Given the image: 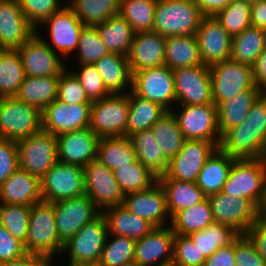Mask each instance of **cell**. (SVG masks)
<instances>
[{
    "label": "cell",
    "instance_id": "40",
    "mask_svg": "<svg viewBox=\"0 0 266 266\" xmlns=\"http://www.w3.org/2000/svg\"><path fill=\"white\" fill-rule=\"evenodd\" d=\"M214 223L212 210L208 198L204 201L175 213L171 217L169 226L175 234L190 235L203 230Z\"/></svg>",
    "mask_w": 266,
    "mask_h": 266
},
{
    "label": "cell",
    "instance_id": "36",
    "mask_svg": "<svg viewBox=\"0 0 266 266\" xmlns=\"http://www.w3.org/2000/svg\"><path fill=\"white\" fill-rule=\"evenodd\" d=\"M59 77L60 76H26L16 97L42 111L51 102L57 99Z\"/></svg>",
    "mask_w": 266,
    "mask_h": 266
},
{
    "label": "cell",
    "instance_id": "53",
    "mask_svg": "<svg viewBox=\"0 0 266 266\" xmlns=\"http://www.w3.org/2000/svg\"><path fill=\"white\" fill-rule=\"evenodd\" d=\"M28 22L36 29L63 6L59 0H18Z\"/></svg>",
    "mask_w": 266,
    "mask_h": 266
},
{
    "label": "cell",
    "instance_id": "3",
    "mask_svg": "<svg viewBox=\"0 0 266 266\" xmlns=\"http://www.w3.org/2000/svg\"><path fill=\"white\" fill-rule=\"evenodd\" d=\"M221 192L247 198L260 209L266 194V158L235 159Z\"/></svg>",
    "mask_w": 266,
    "mask_h": 266
},
{
    "label": "cell",
    "instance_id": "12",
    "mask_svg": "<svg viewBox=\"0 0 266 266\" xmlns=\"http://www.w3.org/2000/svg\"><path fill=\"white\" fill-rule=\"evenodd\" d=\"M179 113L172 109L185 140H207L219 147L221 136L218 129L215 103L182 105Z\"/></svg>",
    "mask_w": 266,
    "mask_h": 266
},
{
    "label": "cell",
    "instance_id": "20",
    "mask_svg": "<svg viewBox=\"0 0 266 266\" xmlns=\"http://www.w3.org/2000/svg\"><path fill=\"white\" fill-rule=\"evenodd\" d=\"M43 24L48 27L51 42H47L37 30L36 33L55 53L59 51V54H63L62 57L70 56L77 49L79 37L85 25L68 5H64L40 26Z\"/></svg>",
    "mask_w": 266,
    "mask_h": 266
},
{
    "label": "cell",
    "instance_id": "56",
    "mask_svg": "<svg viewBox=\"0 0 266 266\" xmlns=\"http://www.w3.org/2000/svg\"><path fill=\"white\" fill-rule=\"evenodd\" d=\"M235 263L236 266H266L255 246L245 235H239L235 239Z\"/></svg>",
    "mask_w": 266,
    "mask_h": 266
},
{
    "label": "cell",
    "instance_id": "17",
    "mask_svg": "<svg viewBox=\"0 0 266 266\" xmlns=\"http://www.w3.org/2000/svg\"><path fill=\"white\" fill-rule=\"evenodd\" d=\"M173 73L178 106L213 103L209 67L196 65L174 69Z\"/></svg>",
    "mask_w": 266,
    "mask_h": 266
},
{
    "label": "cell",
    "instance_id": "42",
    "mask_svg": "<svg viewBox=\"0 0 266 266\" xmlns=\"http://www.w3.org/2000/svg\"><path fill=\"white\" fill-rule=\"evenodd\" d=\"M18 50H0V98L16 96L25 80Z\"/></svg>",
    "mask_w": 266,
    "mask_h": 266
},
{
    "label": "cell",
    "instance_id": "50",
    "mask_svg": "<svg viewBox=\"0 0 266 266\" xmlns=\"http://www.w3.org/2000/svg\"><path fill=\"white\" fill-rule=\"evenodd\" d=\"M76 50L80 64H94L109 53L99 37L97 28L93 26L83 27Z\"/></svg>",
    "mask_w": 266,
    "mask_h": 266
},
{
    "label": "cell",
    "instance_id": "11",
    "mask_svg": "<svg viewBox=\"0 0 266 266\" xmlns=\"http://www.w3.org/2000/svg\"><path fill=\"white\" fill-rule=\"evenodd\" d=\"M209 70L215 105L255 86L253 67L231 58L211 66Z\"/></svg>",
    "mask_w": 266,
    "mask_h": 266
},
{
    "label": "cell",
    "instance_id": "55",
    "mask_svg": "<svg viewBox=\"0 0 266 266\" xmlns=\"http://www.w3.org/2000/svg\"><path fill=\"white\" fill-rule=\"evenodd\" d=\"M19 168L17 142L0 138V185Z\"/></svg>",
    "mask_w": 266,
    "mask_h": 266
},
{
    "label": "cell",
    "instance_id": "67",
    "mask_svg": "<svg viewBox=\"0 0 266 266\" xmlns=\"http://www.w3.org/2000/svg\"><path fill=\"white\" fill-rule=\"evenodd\" d=\"M79 266H102L100 263H90V264H82Z\"/></svg>",
    "mask_w": 266,
    "mask_h": 266
},
{
    "label": "cell",
    "instance_id": "64",
    "mask_svg": "<svg viewBox=\"0 0 266 266\" xmlns=\"http://www.w3.org/2000/svg\"><path fill=\"white\" fill-rule=\"evenodd\" d=\"M260 217H262L263 219H266V194H265L263 205L260 208Z\"/></svg>",
    "mask_w": 266,
    "mask_h": 266
},
{
    "label": "cell",
    "instance_id": "41",
    "mask_svg": "<svg viewBox=\"0 0 266 266\" xmlns=\"http://www.w3.org/2000/svg\"><path fill=\"white\" fill-rule=\"evenodd\" d=\"M66 4L85 26L96 27L120 13V0H68Z\"/></svg>",
    "mask_w": 266,
    "mask_h": 266
},
{
    "label": "cell",
    "instance_id": "16",
    "mask_svg": "<svg viewBox=\"0 0 266 266\" xmlns=\"http://www.w3.org/2000/svg\"><path fill=\"white\" fill-rule=\"evenodd\" d=\"M217 148L207 140H185L178 154L169 161L165 174L158 179L196 182L206 160Z\"/></svg>",
    "mask_w": 266,
    "mask_h": 266
},
{
    "label": "cell",
    "instance_id": "37",
    "mask_svg": "<svg viewBox=\"0 0 266 266\" xmlns=\"http://www.w3.org/2000/svg\"><path fill=\"white\" fill-rule=\"evenodd\" d=\"M97 160L114 171L137 161V156L127 136L101 137L97 147Z\"/></svg>",
    "mask_w": 266,
    "mask_h": 266
},
{
    "label": "cell",
    "instance_id": "44",
    "mask_svg": "<svg viewBox=\"0 0 266 266\" xmlns=\"http://www.w3.org/2000/svg\"><path fill=\"white\" fill-rule=\"evenodd\" d=\"M239 235L232 227L214 222L203 230L188 236L207 258L217 249L233 242Z\"/></svg>",
    "mask_w": 266,
    "mask_h": 266
},
{
    "label": "cell",
    "instance_id": "46",
    "mask_svg": "<svg viewBox=\"0 0 266 266\" xmlns=\"http://www.w3.org/2000/svg\"><path fill=\"white\" fill-rule=\"evenodd\" d=\"M113 174L124 195L146 190L158 181V177L138 160L118 167Z\"/></svg>",
    "mask_w": 266,
    "mask_h": 266
},
{
    "label": "cell",
    "instance_id": "61",
    "mask_svg": "<svg viewBox=\"0 0 266 266\" xmlns=\"http://www.w3.org/2000/svg\"><path fill=\"white\" fill-rule=\"evenodd\" d=\"M252 67L255 86L263 93H266V47L258 56Z\"/></svg>",
    "mask_w": 266,
    "mask_h": 266
},
{
    "label": "cell",
    "instance_id": "62",
    "mask_svg": "<svg viewBox=\"0 0 266 266\" xmlns=\"http://www.w3.org/2000/svg\"><path fill=\"white\" fill-rule=\"evenodd\" d=\"M204 16H215L234 0H193Z\"/></svg>",
    "mask_w": 266,
    "mask_h": 266
},
{
    "label": "cell",
    "instance_id": "60",
    "mask_svg": "<svg viewBox=\"0 0 266 266\" xmlns=\"http://www.w3.org/2000/svg\"><path fill=\"white\" fill-rule=\"evenodd\" d=\"M51 260H53V258L27 253L18 259L3 262L0 266H53Z\"/></svg>",
    "mask_w": 266,
    "mask_h": 266
},
{
    "label": "cell",
    "instance_id": "31",
    "mask_svg": "<svg viewBox=\"0 0 266 266\" xmlns=\"http://www.w3.org/2000/svg\"><path fill=\"white\" fill-rule=\"evenodd\" d=\"M234 160L219 148L206 160L196 184L207 197L222 191Z\"/></svg>",
    "mask_w": 266,
    "mask_h": 266
},
{
    "label": "cell",
    "instance_id": "52",
    "mask_svg": "<svg viewBox=\"0 0 266 266\" xmlns=\"http://www.w3.org/2000/svg\"><path fill=\"white\" fill-rule=\"evenodd\" d=\"M57 99L68 105L92 104V101L88 98L80 81L67 68L59 77Z\"/></svg>",
    "mask_w": 266,
    "mask_h": 266
},
{
    "label": "cell",
    "instance_id": "26",
    "mask_svg": "<svg viewBox=\"0 0 266 266\" xmlns=\"http://www.w3.org/2000/svg\"><path fill=\"white\" fill-rule=\"evenodd\" d=\"M166 37L153 31L134 34L128 62L131 74L165 65Z\"/></svg>",
    "mask_w": 266,
    "mask_h": 266
},
{
    "label": "cell",
    "instance_id": "4",
    "mask_svg": "<svg viewBox=\"0 0 266 266\" xmlns=\"http://www.w3.org/2000/svg\"><path fill=\"white\" fill-rule=\"evenodd\" d=\"M24 247L27 253L50 258L62 254L64 243L57 233L54 206L51 202L41 201L31 206Z\"/></svg>",
    "mask_w": 266,
    "mask_h": 266
},
{
    "label": "cell",
    "instance_id": "28",
    "mask_svg": "<svg viewBox=\"0 0 266 266\" xmlns=\"http://www.w3.org/2000/svg\"><path fill=\"white\" fill-rule=\"evenodd\" d=\"M262 93L259 88L253 86L216 105L220 136L246 119L250 108Z\"/></svg>",
    "mask_w": 266,
    "mask_h": 266
},
{
    "label": "cell",
    "instance_id": "15",
    "mask_svg": "<svg viewBox=\"0 0 266 266\" xmlns=\"http://www.w3.org/2000/svg\"><path fill=\"white\" fill-rule=\"evenodd\" d=\"M52 204L54 206L57 233L63 243L67 242L84 225L101 213L86 194L59 200Z\"/></svg>",
    "mask_w": 266,
    "mask_h": 266
},
{
    "label": "cell",
    "instance_id": "30",
    "mask_svg": "<svg viewBox=\"0 0 266 266\" xmlns=\"http://www.w3.org/2000/svg\"><path fill=\"white\" fill-rule=\"evenodd\" d=\"M94 65L101 74L103 83L110 94H124L128 88L132 90V74L128 57L109 52Z\"/></svg>",
    "mask_w": 266,
    "mask_h": 266
},
{
    "label": "cell",
    "instance_id": "34",
    "mask_svg": "<svg viewBox=\"0 0 266 266\" xmlns=\"http://www.w3.org/2000/svg\"><path fill=\"white\" fill-rule=\"evenodd\" d=\"M158 181L166 193L167 209L170 217L207 198L196 182L173 179H158Z\"/></svg>",
    "mask_w": 266,
    "mask_h": 266
},
{
    "label": "cell",
    "instance_id": "39",
    "mask_svg": "<svg viewBox=\"0 0 266 266\" xmlns=\"http://www.w3.org/2000/svg\"><path fill=\"white\" fill-rule=\"evenodd\" d=\"M265 47L266 31L251 26L241 33L232 36L230 58L239 63L253 66Z\"/></svg>",
    "mask_w": 266,
    "mask_h": 266
},
{
    "label": "cell",
    "instance_id": "29",
    "mask_svg": "<svg viewBox=\"0 0 266 266\" xmlns=\"http://www.w3.org/2000/svg\"><path fill=\"white\" fill-rule=\"evenodd\" d=\"M101 213L105 217L110 235L138 240L154 228L151 223L130 212L123 204L106 208Z\"/></svg>",
    "mask_w": 266,
    "mask_h": 266
},
{
    "label": "cell",
    "instance_id": "65",
    "mask_svg": "<svg viewBox=\"0 0 266 266\" xmlns=\"http://www.w3.org/2000/svg\"><path fill=\"white\" fill-rule=\"evenodd\" d=\"M243 1H245L246 3L252 5V4H254V3H258V2H260V1H264V0H243Z\"/></svg>",
    "mask_w": 266,
    "mask_h": 266
},
{
    "label": "cell",
    "instance_id": "22",
    "mask_svg": "<svg viewBox=\"0 0 266 266\" xmlns=\"http://www.w3.org/2000/svg\"><path fill=\"white\" fill-rule=\"evenodd\" d=\"M174 238L170 226L154 227L136 240L134 261L140 266H172Z\"/></svg>",
    "mask_w": 266,
    "mask_h": 266
},
{
    "label": "cell",
    "instance_id": "13",
    "mask_svg": "<svg viewBox=\"0 0 266 266\" xmlns=\"http://www.w3.org/2000/svg\"><path fill=\"white\" fill-rule=\"evenodd\" d=\"M215 223L232 227L240 235L260 218V209L249 199L222 192L207 197Z\"/></svg>",
    "mask_w": 266,
    "mask_h": 266
},
{
    "label": "cell",
    "instance_id": "66",
    "mask_svg": "<svg viewBox=\"0 0 266 266\" xmlns=\"http://www.w3.org/2000/svg\"><path fill=\"white\" fill-rule=\"evenodd\" d=\"M123 266H140V265H139L137 262L132 261V262L127 263V264H125V265H123Z\"/></svg>",
    "mask_w": 266,
    "mask_h": 266
},
{
    "label": "cell",
    "instance_id": "24",
    "mask_svg": "<svg viewBox=\"0 0 266 266\" xmlns=\"http://www.w3.org/2000/svg\"><path fill=\"white\" fill-rule=\"evenodd\" d=\"M35 33L18 0H0V49L17 50Z\"/></svg>",
    "mask_w": 266,
    "mask_h": 266
},
{
    "label": "cell",
    "instance_id": "32",
    "mask_svg": "<svg viewBox=\"0 0 266 266\" xmlns=\"http://www.w3.org/2000/svg\"><path fill=\"white\" fill-rule=\"evenodd\" d=\"M135 150L137 160L157 177L165 174L169 160L155 140L151 129L132 133L128 136Z\"/></svg>",
    "mask_w": 266,
    "mask_h": 266
},
{
    "label": "cell",
    "instance_id": "8",
    "mask_svg": "<svg viewBox=\"0 0 266 266\" xmlns=\"http://www.w3.org/2000/svg\"><path fill=\"white\" fill-rule=\"evenodd\" d=\"M17 142L19 167L41 179L57 162L56 136L41 129Z\"/></svg>",
    "mask_w": 266,
    "mask_h": 266
},
{
    "label": "cell",
    "instance_id": "23",
    "mask_svg": "<svg viewBox=\"0 0 266 266\" xmlns=\"http://www.w3.org/2000/svg\"><path fill=\"white\" fill-rule=\"evenodd\" d=\"M123 205L154 227L169 226L167 221H171L167 209L166 193L159 181L146 190L126 194Z\"/></svg>",
    "mask_w": 266,
    "mask_h": 266
},
{
    "label": "cell",
    "instance_id": "10",
    "mask_svg": "<svg viewBox=\"0 0 266 266\" xmlns=\"http://www.w3.org/2000/svg\"><path fill=\"white\" fill-rule=\"evenodd\" d=\"M41 195L45 202L79 197L85 194L83 167L58 161L41 179Z\"/></svg>",
    "mask_w": 266,
    "mask_h": 266
},
{
    "label": "cell",
    "instance_id": "38",
    "mask_svg": "<svg viewBox=\"0 0 266 266\" xmlns=\"http://www.w3.org/2000/svg\"><path fill=\"white\" fill-rule=\"evenodd\" d=\"M129 92V93H128ZM129 117L127 125V137L151 127L167 112L160 104L144 99L128 90Z\"/></svg>",
    "mask_w": 266,
    "mask_h": 266
},
{
    "label": "cell",
    "instance_id": "9",
    "mask_svg": "<svg viewBox=\"0 0 266 266\" xmlns=\"http://www.w3.org/2000/svg\"><path fill=\"white\" fill-rule=\"evenodd\" d=\"M132 91L144 99L160 104L167 111H172L176 103L173 70L162 65L134 72Z\"/></svg>",
    "mask_w": 266,
    "mask_h": 266
},
{
    "label": "cell",
    "instance_id": "59",
    "mask_svg": "<svg viewBox=\"0 0 266 266\" xmlns=\"http://www.w3.org/2000/svg\"><path fill=\"white\" fill-rule=\"evenodd\" d=\"M203 266H236L235 240L217 249L210 257H207Z\"/></svg>",
    "mask_w": 266,
    "mask_h": 266
},
{
    "label": "cell",
    "instance_id": "45",
    "mask_svg": "<svg viewBox=\"0 0 266 266\" xmlns=\"http://www.w3.org/2000/svg\"><path fill=\"white\" fill-rule=\"evenodd\" d=\"M157 0H120V15L133 31H153Z\"/></svg>",
    "mask_w": 266,
    "mask_h": 266
},
{
    "label": "cell",
    "instance_id": "27",
    "mask_svg": "<svg viewBox=\"0 0 266 266\" xmlns=\"http://www.w3.org/2000/svg\"><path fill=\"white\" fill-rule=\"evenodd\" d=\"M41 201L40 179L23 168L0 185V203L32 206Z\"/></svg>",
    "mask_w": 266,
    "mask_h": 266
},
{
    "label": "cell",
    "instance_id": "14",
    "mask_svg": "<svg viewBox=\"0 0 266 266\" xmlns=\"http://www.w3.org/2000/svg\"><path fill=\"white\" fill-rule=\"evenodd\" d=\"M83 169L85 194L101 212L123 204L125 195L112 170L97 159L89 162Z\"/></svg>",
    "mask_w": 266,
    "mask_h": 266
},
{
    "label": "cell",
    "instance_id": "7",
    "mask_svg": "<svg viewBox=\"0 0 266 266\" xmlns=\"http://www.w3.org/2000/svg\"><path fill=\"white\" fill-rule=\"evenodd\" d=\"M108 234L105 217L100 213L64 243L62 254L69 251V266L99 263Z\"/></svg>",
    "mask_w": 266,
    "mask_h": 266
},
{
    "label": "cell",
    "instance_id": "5",
    "mask_svg": "<svg viewBox=\"0 0 266 266\" xmlns=\"http://www.w3.org/2000/svg\"><path fill=\"white\" fill-rule=\"evenodd\" d=\"M41 129V110L16 96L0 98V138L18 141Z\"/></svg>",
    "mask_w": 266,
    "mask_h": 266
},
{
    "label": "cell",
    "instance_id": "49",
    "mask_svg": "<svg viewBox=\"0 0 266 266\" xmlns=\"http://www.w3.org/2000/svg\"><path fill=\"white\" fill-rule=\"evenodd\" d=\"M215 17L228 34L234 36L251 27V5L243 0H234Z\"/></svg>",
    "mask_w": 266,
    "mask_h": 266
},
{
    "label": "cell",
    "instance_id": "35",
    "mask_svg": "<svg viewBox=\"0 0 266 266\" xmlns=\"http://www.w3.org/2000/svg\"><path fill=\"white\" fill-rule=\"evenodd\" d=\"M99 37L110 53L128 57L135 32L120 15H116L96 26Z\"/></svg>",
    "mask_w": 266,
    "mask_h": 266
},
{
    "label": "cell",
    "instance_id": "2",
    "mask_svg": "<svg viewBox=\"0 0 266 266\" xmlns=\"http://www.w3.org/2000/svg\"><path fill=\"white\" fill-rule=\"evenodd\" d=\"M203 17L193 0H157L153 32L163 37L195 35Z\"/></svg>",
    "mask_w": 266,
    "mask_h": 266
},
{
    "label": "cell",
    "instance_id": "6",
    "mask_svg": "<svg viewBox=\"0 0 266 266\" xmlns=\"http://www.w3.org/2000/svg\"><path fill=\"white\" fill-rule=\"evenodd\" d=\"M129 95L110 94L92 101L90 130L101 137L127 136Z\"/></svg>",
    "mask_w": 266,
    "mask_h": 266
},
{
    "label": "cell",
    "instance_id": "54",
    "mask_svg": "<svg viewBox=\"0 0 266 266\" xmlns=\"http://www.w3.org/2000/svg\"><path fill=\"white\" fill-rule=\"evenodd\" d=\"M79 71H71L82 84L88 98L91 101L100 100L110 93L107 91L101 74L94 64H79Z\"/></svg>",
    "mask_w": 266,
    "mask_h": 266
},
{
    "label": "cell",
    "instance_id": "19",
    "mask_svg": "<svg viewBox=\"0 0 266 266\" xmlns=\"http://www.w3.org/2000/svg\"><path fill=\"white\" fill-rule=\"evenodd\" d=\"M91 105H68L56 99L41 111L42 129L58 136L89 128Z\"/></svg>",
    "mask_w": 266,
    "mask_h": 266
},
{
    "label": "cell",
    "instance_id": "1",
    "mask_svg": "<svg viewBox=\"0 0 266 266\" xmlns=\"http://www.w3.org/2000/svg\"><path fill=\"white\" fill-rule=\"evenodd\" d=\"M218 148L234 159L266 158V93L254 102L240 125L221 136Z\"/></svg>",
    "mask_w": 266,
    "mask_h": 266
},
{
    "label": "cell",
    "instance_id": "47",
    "mask_svg": "<svg viewBox=\"0 0 266 266\" xmlns=\"http://www.w3.org/2000/svg\"><path fill=\"white\" fill-rule=\"evenodd\" d=\"M135 243L134 239L108 234L99 263L102 266H123L134 261Z\"/></svg>",
    "mask_w": 266,
    "mask_h": 266
},
{
    "label": "cell",
    "instance_id": "21",
    "mask_svg": "<svg viewBox=\"0 0 266 266\" xmlns=\"http://www.w3.org/2000/svg\"><path fill=\"white\" fill-rule=\"evenodd\" d=\"M203 65L211 67L230 59L232 36L215 16H204L195 34Z\"/></svg>",
    "mask_w": 266,
    "mask_h": 266
},
{
    "label": "cell",
    "instance_id": "57",
    "mask_svg": "<svg viewBox=\"0 0 266 266\" xmlns=\"http://www.w3.org/2000/svg\"><path fill=\"white\" fill-rule=\"evenodd\" d=\"M27 254L24 243L13 237L9 231L0 224V264L18 259Z\"/></svg>",
    "mask_w": 266,
    "mask_h": 266
},
{
    "label": "cell",
    "instance_id": "58",
    "mask_svg": "<svg viewBox=\"0 0 266 266\" xmlns=\"http://www.w3.org/2000/svg\"><path fill=\"white\" fill-rule=\"evenodd\" d=\"M255 246L256 251L266 264V219L260 217L244 234Z\"/></svg>",
    "mask_w": 266,
    "mask_h": 266
},
{
    "label": "cell",
    "instance_id": "63",
    "mask_svg": "<svg viewBox=\"0 0 266 266\" xmlns=\"http://www.w3.org/2000/svg\"><path fill=\"white\" fill-rule=\"evenodd\" d=\"M251 26L266 31V0L251 5Z\"/></svg>",
    "mask_w": 266,
    "mask_h": 266
},
{
    "label": "cell",
    "instance_id": "33",
    "mask_svg": "<svg viewBox=\"0 0 266 266\" xmlns=\"http://www.w3.org/2000/svg\"><path fill=\"white\" fill-rule=\"evenodd\" d=\"M165 65L172 70L203 65L196 36L166 37Z\"/></svg>",
    "mask_w": 266,
    "mask_h": 266
},
{
    "label": "cell",
    "instance_id": "48",
    "mask_svg": "<svg viewBox=\"0 0 266 266\" xmlns=\"http://www.w3.org/2000/svg\"><path fill=\"white\" fill-rule=\"evenodd\" d=\"M31 206L0 203V224L9 233L25 243Z\"/></svg>",
    "mask_w": 266,
    "mask_h": 266
},
{
    "label": "cell",
    "instance_id": "25",
    "mask_svg": "<svg viewBox=\"0 0 266 266\" xmlns=\"http://www.w3.org/2000/svg\"><path fill=\"white\" fill-rule=\"evenodd\" d=\"M99 139L90 128L56 136L58 161L84 168L97 159Z\"/></svg>",
    "mask_w": 266,
    "mask_h": 266
},
{
    "label": "cell",
    "instance_id": "18",
    "mask_svg": "<svg viewBox=\"0 0 266 266\" xmlns=\"http://www.w3.org/2000/svg\"><path fill=\"white\" fill-rule=\"evenodd\" d=\"M17 50L26 76H60L67 67L62 61L63 58H60L61 55L55 53L37 33Z\"/></svg>",
    "mask_w": 266,
    "mask_h": 266
},
{
    "label": "cell",
    "instance_id": "43",
    "mask_svg": "<svg viewBox=\"0 0 266 266\" xmlns=\"http://www.w3.org/2000/svg\"><path fill=\"white\" fill-rule=\"evenodd\" d=\"M151 131L164 156L170 161L183 147L185 138L176 116L167 111L152 127Z\"/></svg>",
    "mask_w": 266,
    "mask_h": 266
},
{
    "label": "cell",
    "instance_id": "51",
    "mask_svg": "<svg viewBox=\"0 0 266 266\" xmlns=\"http://www.w3.org/2000/svg\"><path fill=\"white\" fill-rule=\"evenodd\" d=\"M205 260L189 236L175 234L172 266H203Z\"/></svg>",
    "mask_w": 266,
    "mask_h": 266
}]
</instances>
